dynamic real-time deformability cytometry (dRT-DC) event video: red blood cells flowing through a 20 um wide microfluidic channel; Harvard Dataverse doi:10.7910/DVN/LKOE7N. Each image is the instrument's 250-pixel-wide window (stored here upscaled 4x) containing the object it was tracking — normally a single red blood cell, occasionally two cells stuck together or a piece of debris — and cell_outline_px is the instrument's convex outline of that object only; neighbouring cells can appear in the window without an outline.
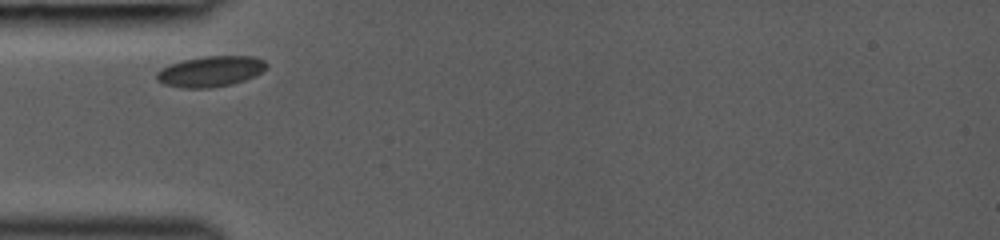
{"species": "common noctule bat (a hibernating species)", "species_latin": "Nyctalus noctula", "temperature_condition": "room temperature", "stored_images_in_passage": 21, "camera_frame_rate_fps": 3000, "um_per_image_px": 0.085, "animal": {"sex": "female", "body_mass_g": 19.0, "forearm_length_mm": 53.3}, "frame": {"image": 1, "passage_image": 1, "time_ms": 0.0, "image_size_px": [1000, 240], "cell_outline_px": [[268, 64], [260, 72], [244, 80], [232, 84], [208, 88], [180, 88], [164, 84], [156, 80], [156, 72], [172, 64], [184, 60], [204, 56], [252, 56], [264, 60]], "centroid_in_image_um": [17.88, 6.07], "position_along_channel_um": 67.1, "area_um2": 19.36}}
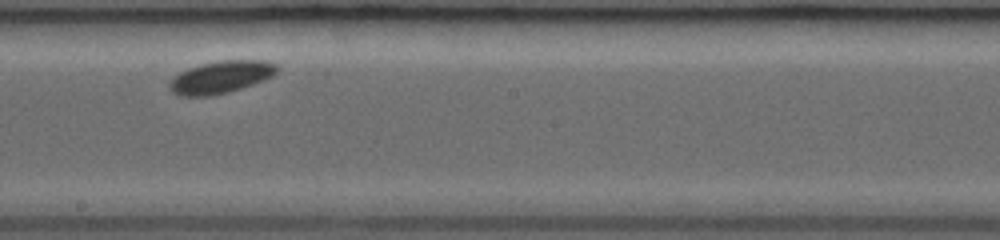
{"frame": {"image": 2, "passage_image": 11, "time_ms": 4.0, "image_size_px": [1000, 240], "cell_outline_px": [[280, 68], [272, 76], [264, 80], [228, 92], [208, 96], [180, 96], [172, 92], [168, 88], [168, 84], [172, 76], [188, 68], [200, 64], [220, 60], [264, 60], [276, 64]], "centroid_in_image_um": [18.74, 6.55], "position_along_channel_um": 229.5, "area_um2": 20.4}}
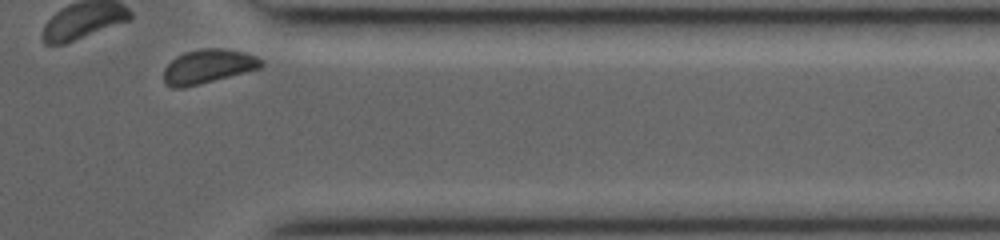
{"frame": {"image": 3, "passage_image": 21, "time_ms": 8.0, "image_size_px": [1000, 240], "cell_outline_px": [[264, 64], [260, 68], [184, 88], [172, 88], [164, 84], [164, 68], [176, 56], [184, 52], [200, 48], [220, 48], [244, 52], [256, 56]], "centroid_in_image_um": [17.64, 5.64], "position_along_channel_um": 393.8, "area_um2": 19.31}}